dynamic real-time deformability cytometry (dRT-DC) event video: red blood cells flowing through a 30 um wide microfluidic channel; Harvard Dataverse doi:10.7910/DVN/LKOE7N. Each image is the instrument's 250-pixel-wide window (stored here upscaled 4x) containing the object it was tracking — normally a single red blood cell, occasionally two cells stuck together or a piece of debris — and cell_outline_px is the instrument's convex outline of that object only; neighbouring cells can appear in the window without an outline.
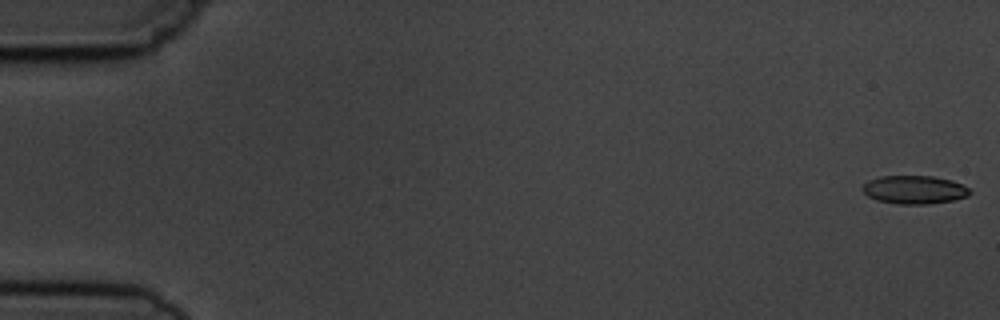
{"species": "common noctule bat (a hibernating species)", "species_latin": "Nyctalus noctula", "temperature_condition": "cold", "stored_images_in_passage": 6, "camera_frame_rate_fps": 3000, "um_per_image_px": 0.085, "animal": {"sex": "male", "body_mass_g": 19.5, "forearm_length_mm": 54.6}, "frame": {"image": 1, "passage_image": 1, "time_ms": 0.0, "image_size_px": [1000, 320], "cell_outline_px": [[972, 192], [968, 196], [952, 200], [928, 204], [896, 204], [876, 200], [868, 196], [860, 188], [868, 180], [880, 176], [932, 176], [952, 180], [968, 188]], "centroid_in_image_um": [77.69, 16.12], "position_along_channel_um": 7.3, "area_um2": 17.74}}
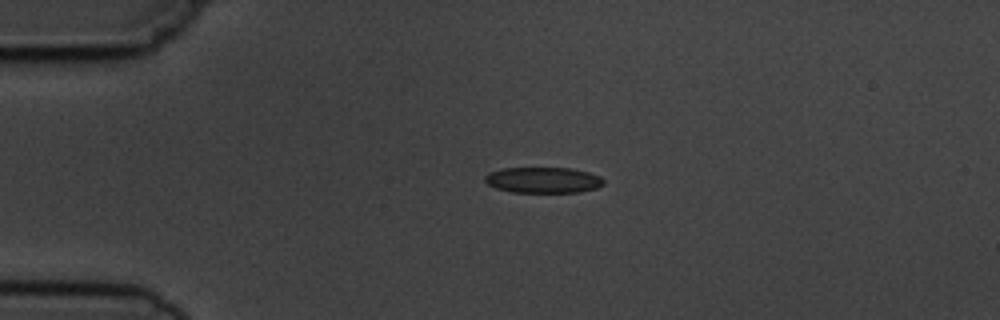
{"frame": {"image": 2, "passage_image": 4, "time_ms": 4.0, "image_size_px": [1000, 320], "cell_outline_px": [[604, 184], [596, 188], [580, 192], [512, 192], [496, 188], [488, 184], [484, 180], [484, 176], [488, 172], [500, 168], [572, 168], [588, 172], [600, 176], [604, 180]], "centroid_in_image_um": [46.15, 15.3], "position_along_channel_um": 38.8, "area_um2": 17.98}}
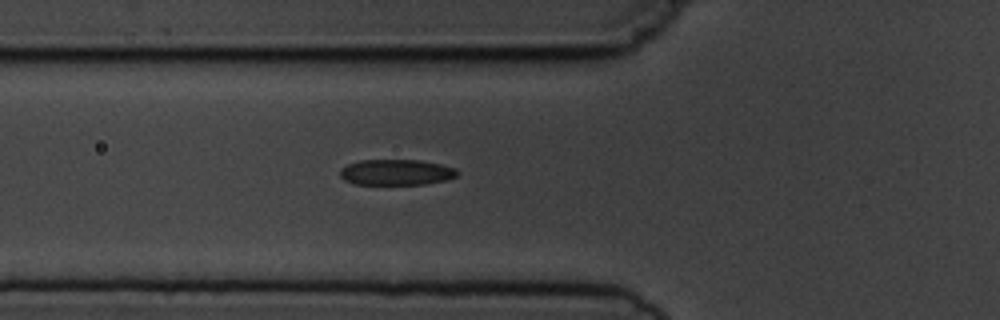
{"frame": {"image": 3, "passage_image": 6, "time_ms": 6.333, "image_size_px": [1000, 320], "cell_outline_px": [[460, 172], [456, 176], [448, 180], [424, 184], [356, 184], [344, 180], [340, 176], [340, 168], [348, 164], [360, 160], [420, 160], [440, 164], [456, 168]], "centroid_in_image_um": [33.7, 14.64], "position_along_channel_um": 92.1, "area_um2": 17.69}}